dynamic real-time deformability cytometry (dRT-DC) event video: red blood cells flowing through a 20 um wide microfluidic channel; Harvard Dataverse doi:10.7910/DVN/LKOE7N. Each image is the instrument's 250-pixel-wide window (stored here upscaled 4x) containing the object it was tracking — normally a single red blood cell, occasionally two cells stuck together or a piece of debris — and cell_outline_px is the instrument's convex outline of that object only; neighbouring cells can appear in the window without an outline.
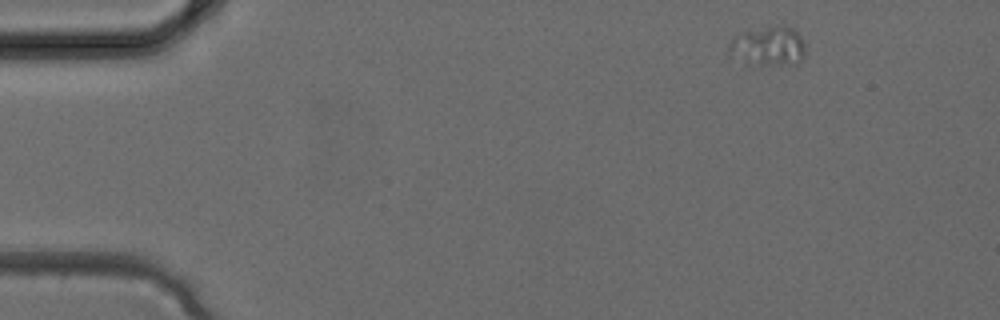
{"species": "common noctule bat (a hibernating species)", "species_latin": "Nyctalus noctula", "temperature_condition": "cold", "stored_images_in_passage": 3, "camera_frame_rate_fps": 3000, "um_per_image_px": 0.085, "animal": {"sex": "female", "body_mass_g": 24.6, "forearm_length_mm": 56.2}, "frame": {"image": 1, "passage_image": 3, "time_ms": 0.667, "image_size_px": [1000, 320], "cell_outline_px": [[804, 56], [796, 64], [760, 64], [728, 56], [728, 44], [732, 36], [744, 32], [776, 24], [788, 24], [800, 36], [804, 44]], "centroid_in_image_um": [65.29, 3.88], "position_along_channel_um": 19.7, "area_um2": 17.57}}